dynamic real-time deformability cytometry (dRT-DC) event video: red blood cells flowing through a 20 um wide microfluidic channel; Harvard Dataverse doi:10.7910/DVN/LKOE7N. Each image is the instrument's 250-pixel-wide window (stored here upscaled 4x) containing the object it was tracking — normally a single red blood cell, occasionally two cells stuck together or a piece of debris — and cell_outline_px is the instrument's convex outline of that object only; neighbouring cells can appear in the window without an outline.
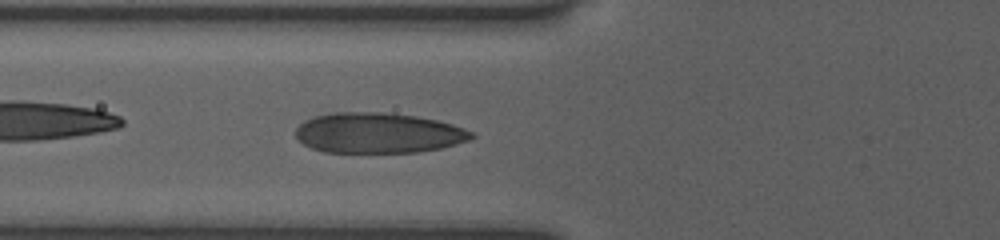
{"species": "human", "species_latin": "Homo sapiens", "temperature_condition": "room temperature", "stored_images_in_passage": 7, "camera_frame_rate_fps": 3000, "um_per_image_px": 0.085, "donor": {"sex": "female"}, "frame": {"image": 1, "passage_image": 4, "time_ms": 1.0, "image_size_px": [1000, 240], "cell_outline_px": [[476, 136], [468, 140], [456, 144], [440, 148], [416, 152], [324, 152], [312, 148], [296, 140], [296, 128], [304, 120], [316, 116], [336, 112], [380, 112], [416, 116], [436, 120], [452, 124], [464, 128], [472, 132]], "centroid_in_image_um": [32.13, 11.3], "position_along_channel_um": 93.7, "area_um2": 41.27}}